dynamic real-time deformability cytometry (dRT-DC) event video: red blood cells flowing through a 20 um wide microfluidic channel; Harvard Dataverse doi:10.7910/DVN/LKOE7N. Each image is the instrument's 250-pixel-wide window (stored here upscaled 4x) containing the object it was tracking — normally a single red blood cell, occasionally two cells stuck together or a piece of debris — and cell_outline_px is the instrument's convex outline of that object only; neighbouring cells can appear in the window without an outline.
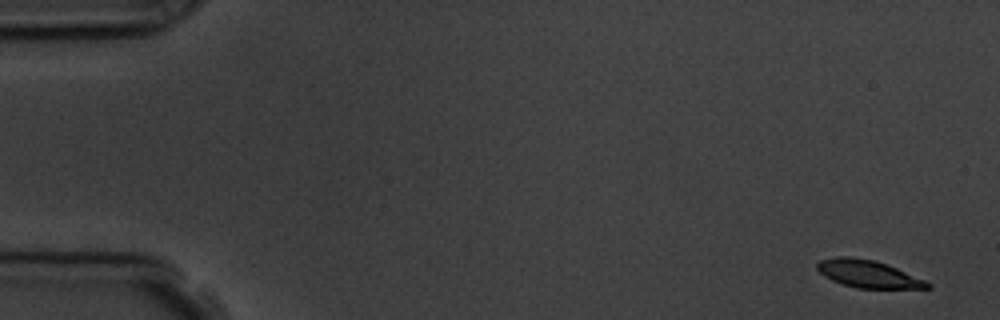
{"species": "common noctule bat (a hibernating species)", "species_latin": "Nyctalus noctula", "temperature_condition": "room temperature", "stored_images_in_passage": 5, "camera_frame_rate_fps": 3000, "um_per_image_px": 0.085, "animal": {"sex": "male", "body_mass_g": 19.5, "forearm_length_mm": 54.6}, "frame": {"image": 1, "passage_image": 1, "time_ms": 0.0, "image_size_px": [1000, 320], "cell_outline_px": [[932, 288], [856, 288], [832, 280], [824, 276], [816, 268], [816, 264], [820, 260], [836, 256], [848, 256], [872, 260], [896, 268], [924, 280], [932, 284]], "centroid_in_image_um": [73.75, 23.28], "position_along_channel_um": 11.2, "area_um2": 17.34}}
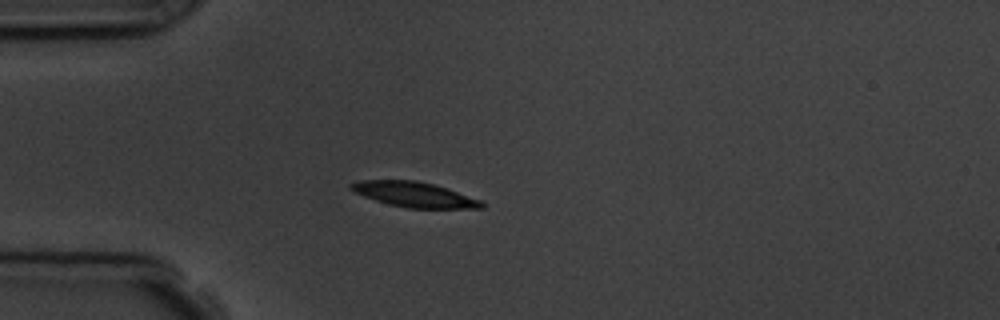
{"frame": {"image": 2, "passage_image": 4, "time_ms": 4.333, "image_size_px": [1000, 320], "cell_outline_px": [[484, 208], [408, 208], [388, 204], [364, 196], [348, 188], [348, 184], [360, 180], [416, 180], [432, 184], [480, 200], [484, 204]], "centroid_in_image_um": [35.15, 16.53], "position_along_channel_um": 49.8, "area_um2": 18.79}}